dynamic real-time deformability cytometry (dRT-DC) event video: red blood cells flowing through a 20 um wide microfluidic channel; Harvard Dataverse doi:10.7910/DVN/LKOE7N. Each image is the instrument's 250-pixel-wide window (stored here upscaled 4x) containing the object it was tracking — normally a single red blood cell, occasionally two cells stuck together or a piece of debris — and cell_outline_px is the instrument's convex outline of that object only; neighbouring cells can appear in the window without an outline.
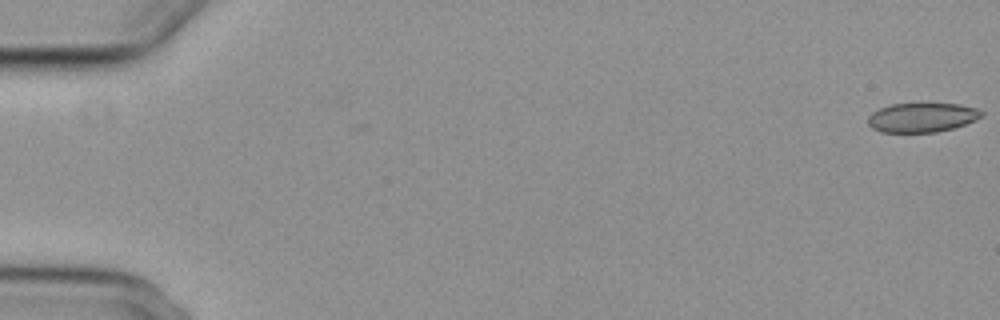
{"species": "common noctule bat (a hibernating species)", "species_latin": "Nyctalus noctula", "temperature_condition": "cold", "stored_images_in_passage": 3, "camera_frame_rate_fps": 3000, "um_per_image_px": 0.085, "animal": {"sex": "female", "body_mass_g": 29.2, "forearm_length_mm": 56.3}, "frame": {"image": 1, "passage_image": 3, "time_ms": 0.667, "image_size_px": [1000, 320], "cell_outline_px": [[984, 116], [976, 120], [952, 128], [936, 132], [880, 132], [872, 128], [868, 124], [868, 116], [872, 112], [880, 108], [892, 104], [960, 104], [976, 108], [984, 112]], "centroid_in_image_um": [78.37, 9.99], "position_along_channel_um": 6.6, "area_um2": 19.36}}